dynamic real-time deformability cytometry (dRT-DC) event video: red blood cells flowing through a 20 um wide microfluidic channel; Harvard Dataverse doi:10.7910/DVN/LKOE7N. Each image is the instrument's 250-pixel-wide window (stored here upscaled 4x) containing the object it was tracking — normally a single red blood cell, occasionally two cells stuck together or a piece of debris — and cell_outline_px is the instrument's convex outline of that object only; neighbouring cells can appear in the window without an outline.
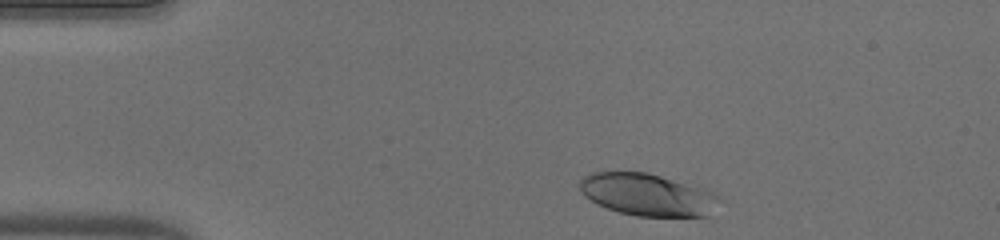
{"species": "human", "species_latin": "Homo sapiens", "temperature_condition": "warm", "stored_images_in_passage": 38, "camera_frame_rate_fps": 3000, "um_per_image_px": 0.085, "donor": {"sex": "male"}, "frame": {"image": 1, "passage_image": 2, "time_ms": 0.333, "image_size_px": [1000, 240], "cell_outline_px": [[724, 200], [708, 216], [636, 216], [620, 212], [596, 204], [584, 196], [580, 192], [580, 180], [584, 176], [592, 172], [648, 172], [708, 192]], "centroid_in_image_um": [54.98, 16.56], "position_along_channel_um": 30.0, "area_um2": 33.81}}
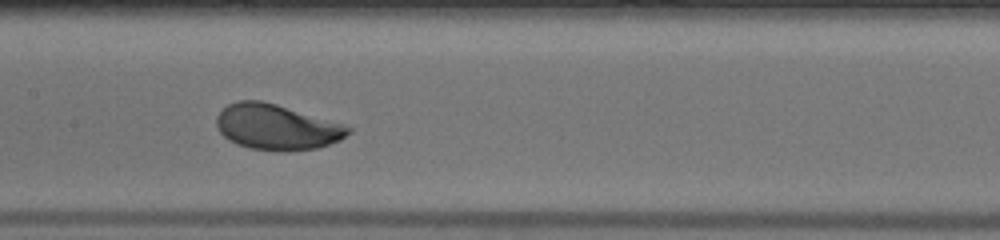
{"frame": {"image": 2, "passage_image": 18, "time_ms": 5.667, "image_size_px": [1000, 240], "cell_outline_px": [[352, 132], [340, 140], [316, 148], [248, 148], [236, 144], [228, 140], [216, 128], [216, 116], [228, 104], [236, 100], [260, 100], [276, 104], [340, 124], [352, 128]], "centroid_in_image_um": [23.44, 10.76], "position_along_channel_um": 184.0, "area_um2": 33.76}}
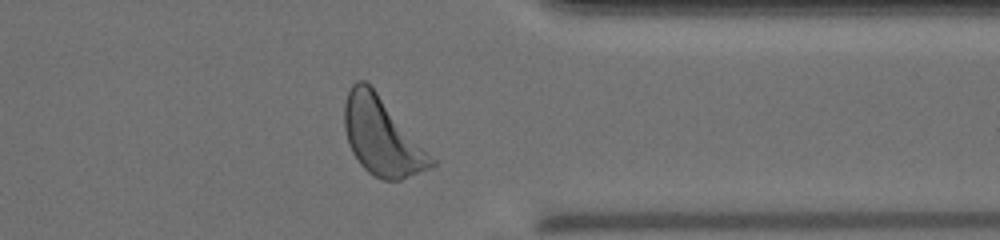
{"frame": {"image": 3, "passage_image": 33, "time_ms": 10.667, "image_size_px": [1000, 240], "cell_outline_px": [[436, 164], [428, 168], [400, 180], [384, 180], [368, 172], [360, 164], [352, 152], [348, 144], [344, 128], [344, 104], [348, 92], [352, 84], [356, 80], [364, 80], [376, 92], [436, 160]], "centroid_in_image_um": [32.43, 11.61], "position_along_channel_um": 379.0, "area_um2": 38.55}, "authors_computed_cell_mechanics": {"area_um2": 34.391, "velocity_mm_per_s": 4.0377, "shape_relaxation_time_tau1_ms": 3.3032, "shape_relaxation_time_tau2_ms": null, "deformation_change_tau1": 0.1888, "deformation_change_tau2": null}}